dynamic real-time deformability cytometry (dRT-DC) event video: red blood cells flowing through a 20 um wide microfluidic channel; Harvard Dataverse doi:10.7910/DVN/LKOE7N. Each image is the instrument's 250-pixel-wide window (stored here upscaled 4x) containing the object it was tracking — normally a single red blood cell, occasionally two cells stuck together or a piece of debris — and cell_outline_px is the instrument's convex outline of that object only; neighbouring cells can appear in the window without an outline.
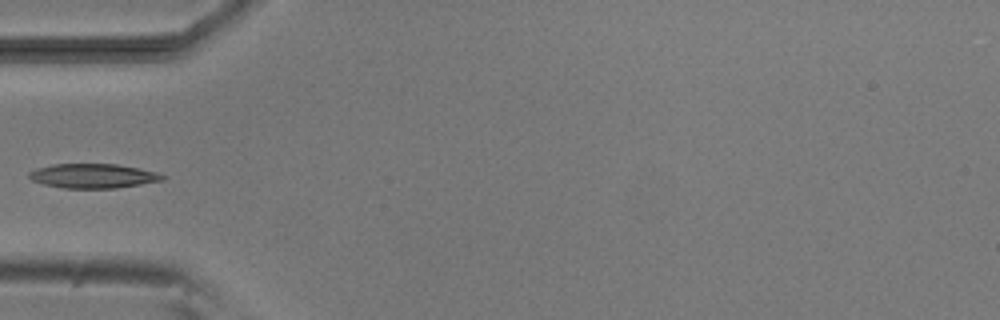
{"species": "common noctule bat (a hibernating species)", "species_latin": "Nyctalus noctula", "temperature_condition": "room temperature", "stored_images_in_passage": 4, "camera_frame_rate_fps": 3000, "um_per_image_px": 0.085, "animal": {"sex": "male", "body_mass_g": 20.5, "forearm_length_mm": 52.5}, "frame": {"image": 1, "passage_image": 4, "time_ms": 4.333, "image_size_px": [1000, 320], "cell_outline_px": [[168, 176], [164, 180], [116, 188], [64, 188], [44, 184], [32, 180], [28, 176], [28, 172], [36, 168], [52, 164], [116, 164], [140, 168], [156, 172]], "centroid_in_image_um": [7.92, 14.95], "position_along_channel_um": 77.1, "area_um2": 19.02}}